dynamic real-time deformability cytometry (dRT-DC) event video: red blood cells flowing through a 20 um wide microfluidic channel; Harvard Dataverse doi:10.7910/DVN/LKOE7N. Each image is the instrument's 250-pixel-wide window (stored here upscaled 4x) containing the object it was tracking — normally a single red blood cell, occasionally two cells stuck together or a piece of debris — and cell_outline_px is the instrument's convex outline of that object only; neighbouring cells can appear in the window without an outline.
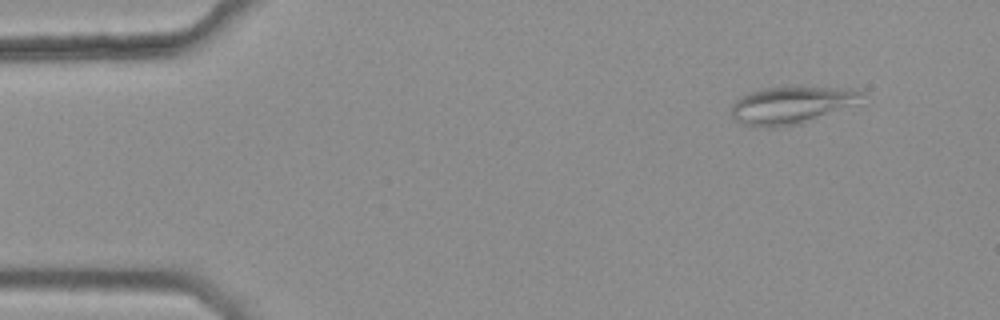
{"species": "common noctule bat (a hibernating species)", "species_latin": "Nyctalus noctula", "temperature_condition": "warm", "stored_images_in_passage": 4, "camera_frame_rate_fps": 3000, "um_per_image_px": 0.085, "animal": {"sex": "female", "body_mass_g": 25.1}, "frame": {"image": 1, "passage_image": 1, "time_ms": 0.0, "image_size_px": [1000, 320], "cell_outline_px": [[864, 92], [860, 96], [848, 104], [804, 124], [780, 128], [764, 128], [740, 124], [732, 120], [732, 104], [740, 96], [748, 92], [760, 88], [788, 84], [852, 88]], "centroid_in_image_um": [67.11, 8.9], "position_along_channel_um": 17.9, "area_um2": 29.19}}